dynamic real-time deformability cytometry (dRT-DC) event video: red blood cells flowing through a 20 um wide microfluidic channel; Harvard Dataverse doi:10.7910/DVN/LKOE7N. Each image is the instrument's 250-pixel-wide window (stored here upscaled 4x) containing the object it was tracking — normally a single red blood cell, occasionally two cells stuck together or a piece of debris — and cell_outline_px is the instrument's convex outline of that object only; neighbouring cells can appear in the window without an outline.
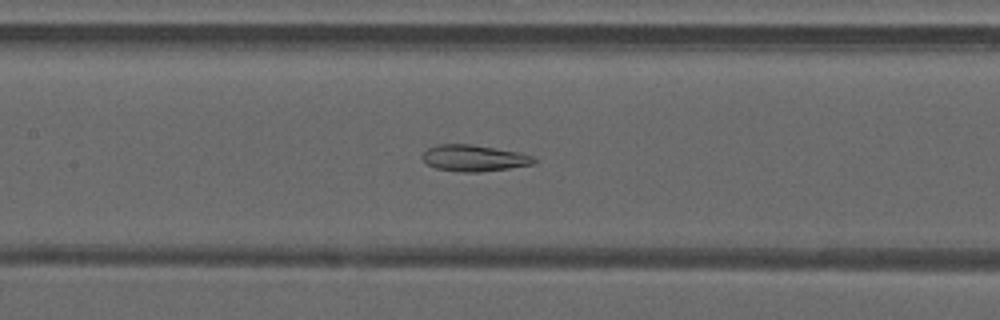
{"species": "common noctule bat (a hibernating species)", "species_latin": "Nyctalus noctula", "temperature_condition": "warm", "stored_images_in_passage": 42, "camera_frame_rate_fps": 3000, "um_per_image_px": 0.085, "animal": {"sex": "male", "forearm_length_mm": 52.5}, "frame": {"image": 1, "passage_image": 17, "time_ms": 5.333, "image_size_px": [1000, 320], "cell_outline_px": [[536, 160], [532, 164], [508, 168], [480, 172], [460, 172], [436, 168], [428, 164], [420, 156], [428, 148], [440, 144], [472, 144], [520, 152], [532, 156]], "centroid_in_image_um": [40.27, 13.43], "position_along_channel_um": 167.1, "area_um2": 17.05}}
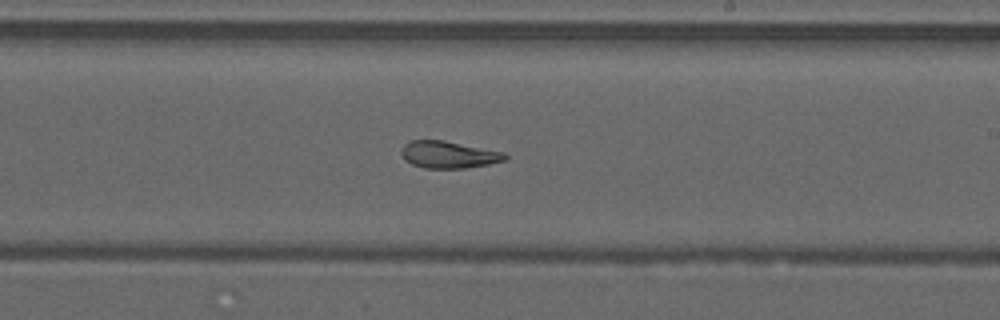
{"frame": {"image": 2, "passage_image": 23, "time_ms": 7.333, "image_size_px": [1000, 320], "cell_outline_px": [[508, 156], [504, 160], [488, 164], [464, 168], [424, 168], [412, 164], [404, 160], [400, 152], [404, 144], [412, 140], [444, 140], [504, 152]], "centroid_in_image_um": [38.1, 13.14], "position_along_channel_um": 250.9, "area_um2": 16.3}}
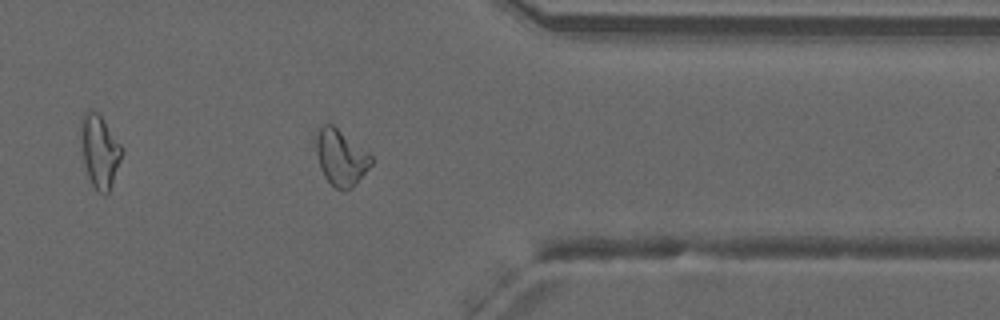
{"frame": {"image": 3, "passage_image": 33, "time_ms": 10.667, "image_size_px": [1000, 320], "cell_outline_px": [[372, 164], [352, 188], [344, 192], [336, 188], [324, 176], [320, 168], [312, 140], [320, 128], [324, 124], [332, 124], [368, 152], [372, 156]], "centroid_in_image_um": [28.93, 13.39], "position_along_channel_um": 382.5, "area_um2": 18.15}, "authors_computed_cell_mechanics": {"area_um2": 18.2359, "velocity_mm_per_s": 4.2108, "shape_relaxation_time_tau1_ms": null, "shape_relaxation_time_tau2_ms": 2.7143, "deformation_change_tau1": null, "deformation_change_tau2": 0.0913}}